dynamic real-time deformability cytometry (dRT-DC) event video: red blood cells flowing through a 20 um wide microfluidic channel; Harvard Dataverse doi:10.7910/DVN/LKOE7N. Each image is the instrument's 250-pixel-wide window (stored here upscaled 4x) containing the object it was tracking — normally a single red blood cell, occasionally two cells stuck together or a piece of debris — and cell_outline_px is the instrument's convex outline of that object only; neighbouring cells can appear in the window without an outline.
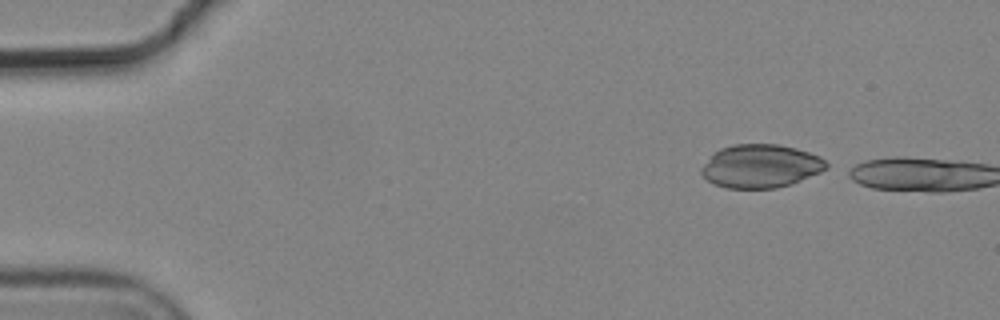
{"species": "common noctule bat (a hibernating species)", "species_latin": "Nyctalus noctula", "temperature_condition": "cold", "stored_images_in_passage": 2, "camera_frame_rate_fps": 3000, "um_per_image_px": 0.085, "animal": {"sex": "male", "body_mass_g": 19.2, "forearm_length_mm": 51.8}, "frame": {"image": 1, "passage_image": 1, "time_ms": 0.0, "image_size_px": [1000, 320], "cell_outline_px": [[828, 168], [820, 172], [792, 184], [776, 188], [728, 188], [712, 184], [700, 172], [700, 168], [720, 148], [732, 144], [776, 144], [796, 148], [820, 156], [828, 164]], "centroid_in_image_um": [64.66, 14.12], "position_along_channel_um": 20.3, "area_um2": 31.5}}